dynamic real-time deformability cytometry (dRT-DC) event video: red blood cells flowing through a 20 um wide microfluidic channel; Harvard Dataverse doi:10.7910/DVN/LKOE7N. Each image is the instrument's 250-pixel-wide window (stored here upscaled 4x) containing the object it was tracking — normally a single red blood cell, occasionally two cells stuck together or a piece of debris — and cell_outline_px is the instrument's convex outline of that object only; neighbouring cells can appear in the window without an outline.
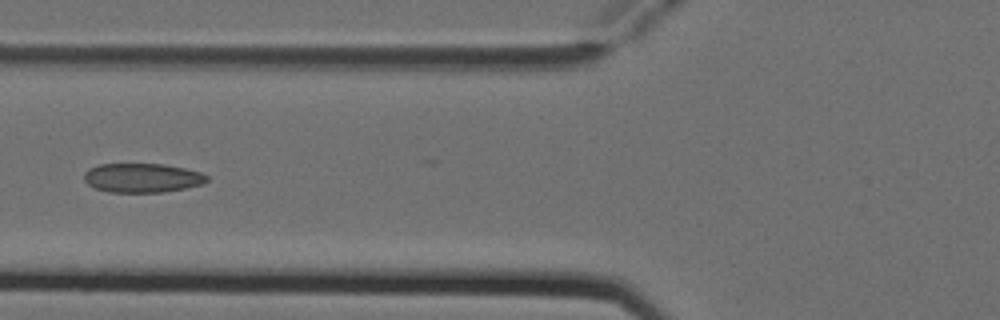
{"species": "Egyptian fruit bat (a non-hibernating species)", "species_latin": "Rousettus aegyptiacus", "temperature_condition": "cold", "stored_images_in_passage": 6, "camera_frame_rate_fps": 3000, "um_per_image_px": 0.085, "animal": {"sex": "female"}, "frame": {"image": 1, "passage_image": 5, "time_ms": 1.333, "image_size_px": [1000, 320], "cell_outline_px": [[208, 180], [204, 184], [184, 188], [160, 192], [108, 192], [92, 188], [84, 180], [84, 172], [88, 168], [100, 164], [164, 164], [184, 168], [200, 172], [208, 176]], "centroid_in_image_um": [12.06, 15.12], "position_along_channel_um": 113.7, "area_um2": 20.98}}
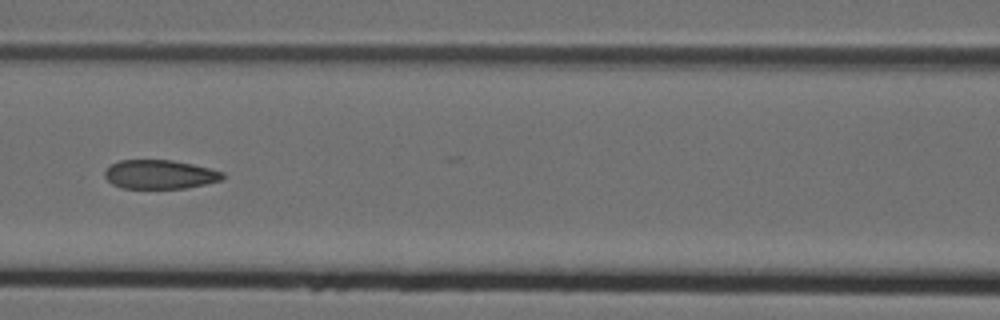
{"frame": {"image": 2, "passage_image": 6, "time_ms": 1.667, "image_size_px": [1000, 320], "cell_outline_px": [[224, 176], [220, 180], [204, 184], [184, 188], [120, 188], [112, 184], [104, 176], [104, 172], [112, 164], [120, 160], [172, 160], [192, 164], [224, 172]], "centroid_in_image_um": [13.56, 14.82], "position_along_channel_um": 153.0, "area_um2": 19.71}}